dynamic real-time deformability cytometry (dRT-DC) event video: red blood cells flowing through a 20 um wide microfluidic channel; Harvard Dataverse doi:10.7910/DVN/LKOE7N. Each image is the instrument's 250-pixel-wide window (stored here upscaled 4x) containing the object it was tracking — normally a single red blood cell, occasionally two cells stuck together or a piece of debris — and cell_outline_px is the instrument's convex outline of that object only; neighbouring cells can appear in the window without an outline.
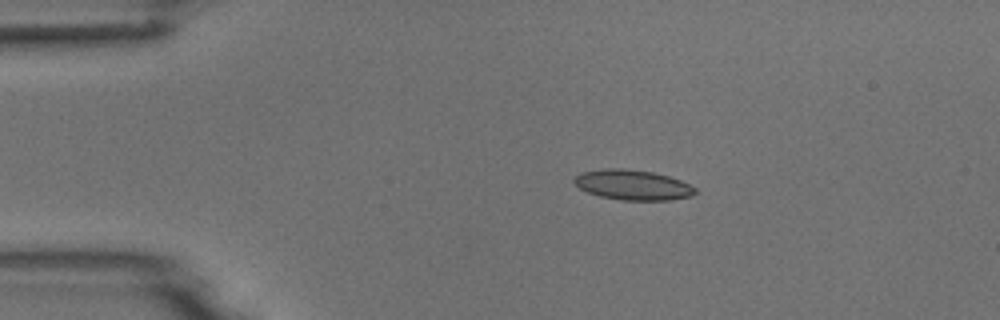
{"species": "common noctule bat (a hibernating species)", "species_latin": "Nyctalus noctula", "temperature_condition": "room temperature", "stored_images_in_passage": 3, "camera_frame_rate_fps": 3000, "um_per_image_px": 0.085, "animal": {"sex": "male", "body_mass_g": 18.8}, "frame": {"image": 1, "passage_image": 2, "time_ms": 1.0, "image_size_px": [1000, 320], "cell_outline_px": [[696, 192], [692, 196], [672, 200], [624, 200], [600, 196], [588, 192], [580, 188], [572, 180], [580, 172], [608, 168], [620, 168], [652, 172], [668, 176], [680, 180], [696, 188]], "centroid_in_image_um": [53.79, 15.72], "position_along_channel_um": 31.2, "area_um2": 21.1}}